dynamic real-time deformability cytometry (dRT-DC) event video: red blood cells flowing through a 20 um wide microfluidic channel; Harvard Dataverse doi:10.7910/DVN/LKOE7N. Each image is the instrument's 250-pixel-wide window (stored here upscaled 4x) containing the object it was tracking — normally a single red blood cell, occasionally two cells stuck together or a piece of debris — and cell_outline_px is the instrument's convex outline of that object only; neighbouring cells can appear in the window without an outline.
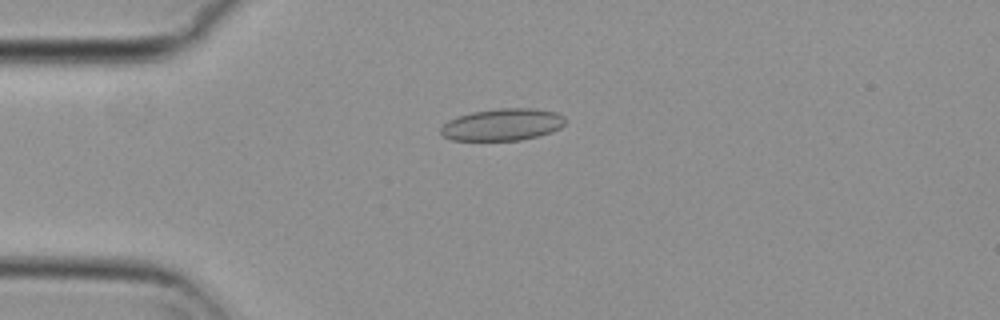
{"species": "common noctule bat (a hibernating species)", "species_latin": "Nyctalus noctula", "temperature_condition": "cold", "stored_images_in_passage": 37, "camera_frame_rate_fps": 3000, "um_per_image_px": 0.085, "animal": {"sex": "female", "body_mass_g": 29.2, "forearm_length_mm": 56.3}, "frame": {"image": 1, "passage_image": 5, "time_ms": 1.333, "image_size_px": [1000, 320], "cell_outline_px": [[564, 124], [560, 128], [552, 132], [520, 140], [452, 140], [444, 136], [440, 132], [440, 128], [448, 120], [472, 112], [500, 108], [536, 108], [556, 112], [564, 116]], "centroid_in_image_um": [42.72, 10.58], "position_along_channel_um": 42.3, "area_um2": 23.12}}
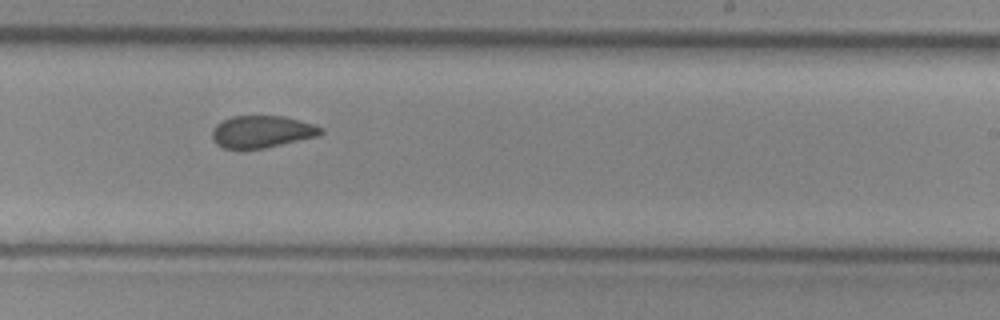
{"frame": {"image": 2, "passage_image": 25, "time_ms": 8.0, "image_size_px": [1000, 320], "cell_outline_px": [[324, 132], [320, 136], [264, 148], [240, 152], [236, 152], [224, 148], [216, 144], [212, 140], [212, 128], [216, 124], [232, 116], [284, 116], [316, 124], [324, 128]], "centroid_in_image_um": [22.25, 11.23], "position_along_channel_um": 266.7, "area_um2": 21.15}}
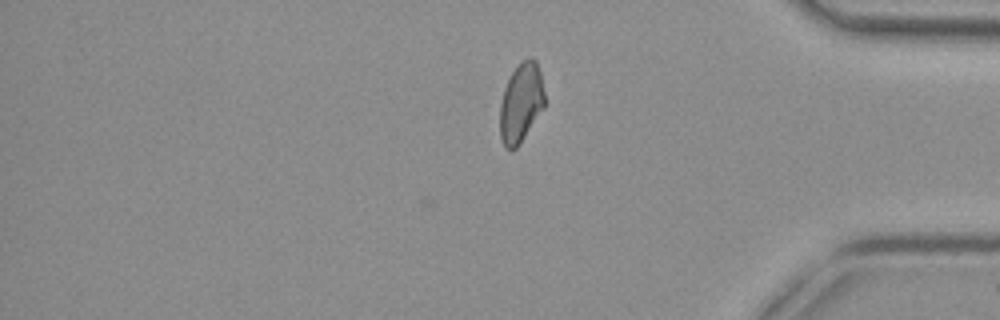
{"frame": {"image": 3, "passage_image": 37, "time_ms": 12.0, "image_size_px": [1000, 320], "cell_outline_px": [[544, 108], [520, 144], [516, 148], [504, 148], [500, 136], [500, 104], [504, 88], [516, 64], [520, 60], [532, 56], [536, 60], [540, 72], [544, 92]], "centroid_in_image_um": [44.28, 8.71], "position_along_channel_um": 390.9, "area_um2": 20.87}, "authors_computed_cell_mechanics": {"area_um2": 21.386, "velocity_mm_per_s": 3.7116, "shape_relaxation_time_tau1_ms": null, "shape_relaxation_time_tau2_ms": 1.7385, "deformation_change_tau1": null, "deformation_change_tau2": 0.0706}}